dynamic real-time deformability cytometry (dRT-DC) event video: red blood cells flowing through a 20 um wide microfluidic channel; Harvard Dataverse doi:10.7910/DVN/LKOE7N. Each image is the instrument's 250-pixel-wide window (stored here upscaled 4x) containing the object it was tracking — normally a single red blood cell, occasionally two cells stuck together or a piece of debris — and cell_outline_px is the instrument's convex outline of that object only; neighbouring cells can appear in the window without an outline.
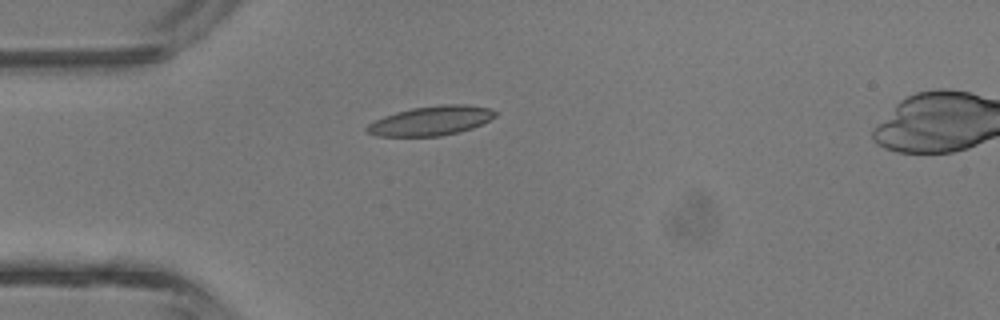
{"species": "common noctule bat (a hibernating species)", "species_latin": "Nyctalus noctula", "temperature_condition": "room temperature", "stored_images_in_passage": 5, "camera_frame_rate_fps": 3000, "um_per_image_px": 0.085, "animal": {"sex": "male", "body_mass_g": 13.3}, "frame": {"image": 1, "passage_image": 4, "time_ms": 3.667, "image_size_px": [1000, 320], "cell_outline_px": [[500, 112], [496, 116], [472, 128], [460, 132], [440, 136], [376, 136], [364, 132], [364, 128], [368, 124], [384, 116], [396, 112], [412, 108], [440, 104], [464, 104], [488, 108]], "centroid_in_image_um": [36.62, 10.26], "position_along_channel_um": 48.4, "area_um2": 22.08}}